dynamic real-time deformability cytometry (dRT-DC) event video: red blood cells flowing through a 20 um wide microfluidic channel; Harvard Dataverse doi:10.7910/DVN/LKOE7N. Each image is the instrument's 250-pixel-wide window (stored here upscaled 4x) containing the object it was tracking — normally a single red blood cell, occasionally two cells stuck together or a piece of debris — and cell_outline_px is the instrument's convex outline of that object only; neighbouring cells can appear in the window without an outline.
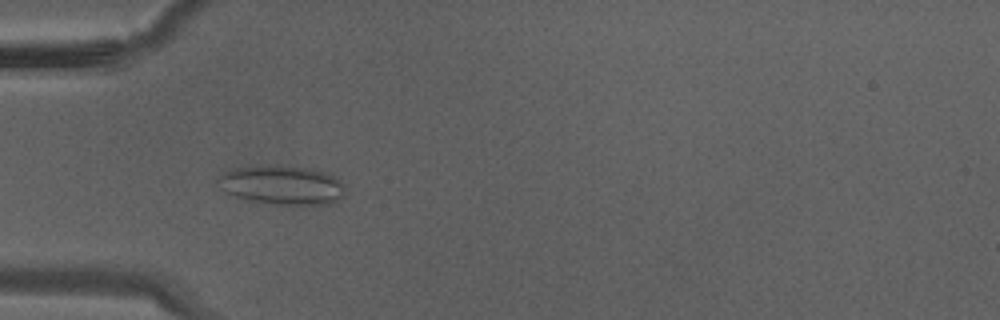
{"species": "Egyptian fruit bat (a non-hibernating species)", "species_latin": "Rousettus aegyptiacus", "temperature_condition": "warm", "stored_images_in_passage": 35, "camera_frame_rate_fps": 3000, "um_per_image_px": 0.085, "animal": {"sex": "male"}, "frame": {"image": 1, "passage_image": 11, "time_ms": 3.333, "image_size_px": [1000, 320], "cell_outline_px": [[344, 196], [332, 204], [260, 204], [244, 200], [224, 192], [220, 188], [216, 180], [232, 168], [260, 164], [268, 164], [312, 168], [328, 172], [336, 176], [344, 184]], "centroid_in_image_um": [23.96, 15.72], "position_along_channel_um": 61.0, "area_um2": 29.88}}
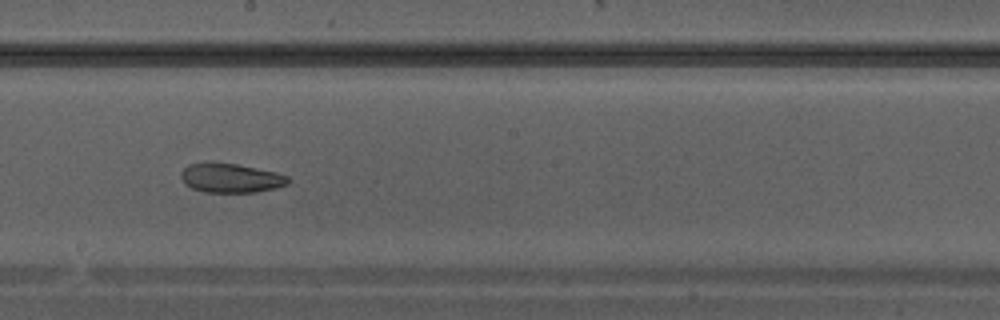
{"frame": {"image": 2, "passage_image": 20, "time_ms": 6.333, "image_size_px": [1000, 320], "cell_outline_px": [[288, 184], [276, 188], [256, 192], [204, 192], [192, 188], [184, 184], [180, 176], [180, 172], [188, 164], [208, 160], [212, 160], [236, 164], [276, 172], [288, 176]], "centroid_in_image_um": [19.55, 15.1], "position_along_channel_um": 228.7, "area_um2": 18.67}}